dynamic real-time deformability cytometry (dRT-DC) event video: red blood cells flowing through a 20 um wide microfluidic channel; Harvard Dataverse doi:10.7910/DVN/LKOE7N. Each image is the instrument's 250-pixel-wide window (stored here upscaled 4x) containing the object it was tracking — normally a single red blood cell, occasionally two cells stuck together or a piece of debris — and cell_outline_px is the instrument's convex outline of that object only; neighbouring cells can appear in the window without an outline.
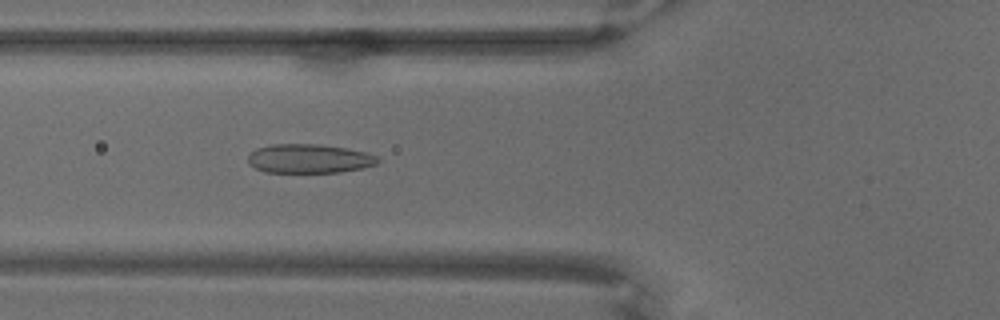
{"species": "common noctule bat (a hibernating species)", "species_latin": "Nyctalus noctula", "temperature_condition": "warm", "stored_images_in_passage": 70, "camera_frame_rate_fps": 3000, "um_per_image_px": 0.085, "animal": {"sex": "male", "body_mass_g": 18.8}, "frame": {"image": 1, "passage_image": 27, "time_ms": 8.667, "image_size_px": [1000, 320], "cell_outline_px": [[380, 160], [376, 164], [364, 168], [340, 172], [264, 172], [248, 164], [248, 156], [256, 148], [272, 144], [320, 144], [348, 148], [368, 152], [380, 156]], "centroid_in_image_um": [26.33, 13.48], "position_along_channel_um": 99.5, "area_um2": 22.25}}
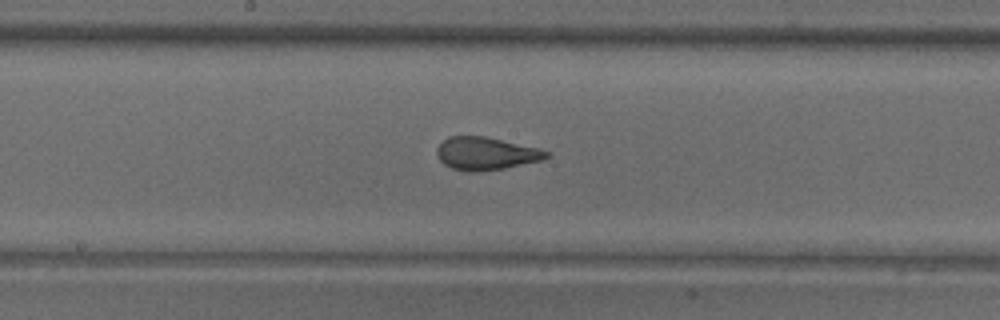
{"frame": {"image": 2, "passage_image": 38, "time_ms": 12.333, "image_size_px": [1000, 320], "cell_outline_px": [[548, 156], [544, 160], [504, 168], [476, 172], [468, 172], [452, 168], [444, 164], [436, 156], [436, 148], [448, 136], [484, 136], [540, 148], [548, 152]], "centroid_in_image_um": [41.29, 13.05], "position_along_channel_um": 206.9, "area_um2": 20.98}}
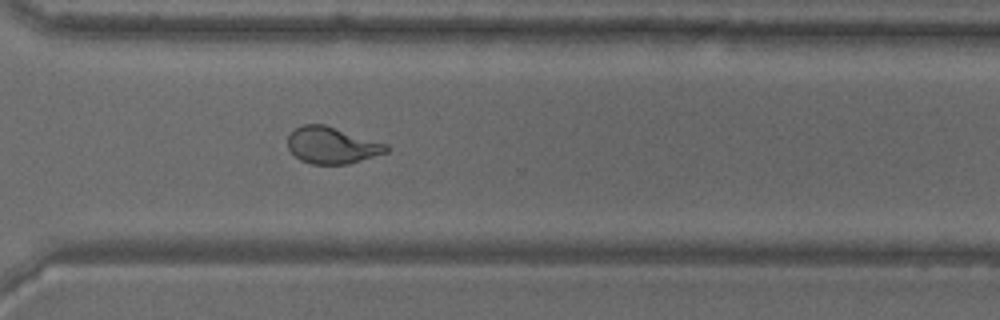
{"frame": {"image": 3, "passage_image": 52, "time_ms": 17.0, "image_size_px": [1000, 320], "cell_outline_px": [[388, 152], [348, 164], [312, 164], [300, 160], [288, 148], [288, 136], [296, 128], [304, 124], [324, 124], [388, 144]], "centroid_in_image_um": [28.22, 12.35], "position_along_channel_um": 342.4, "area_um2": 20.92}}